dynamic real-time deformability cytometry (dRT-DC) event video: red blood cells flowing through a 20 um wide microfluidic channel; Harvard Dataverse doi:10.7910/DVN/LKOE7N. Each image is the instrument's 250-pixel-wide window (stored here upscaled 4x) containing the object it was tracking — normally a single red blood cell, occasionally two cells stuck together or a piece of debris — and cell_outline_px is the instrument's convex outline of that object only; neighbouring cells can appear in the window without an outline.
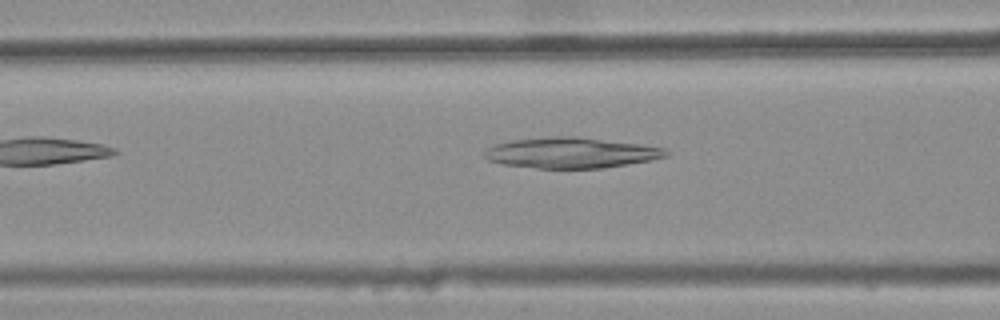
{"species": "common noctule bat (a hibernating species)", "species_latin": "Nyctalus noctula", "temperature_condition": "warm", "stored_images_in_passage": 28, "camera_frame_rate_fps": 3000, "um_per_image_px": 0.085, "animal": {"sex": "female", "body_mass_g": 25.1}, "frame": {"image": 1, "passage_image": 5, "time_ms": 1.333, "image_size_px": [1000, 320], "cell_outline_px": [[668, 156], [628, 164], [604, 168], [536, 168], [500, 164], [488, 160], [484, 156], [484, 152], [488, 148], [496, 144], [512, 140], [556, 136], [576, 136], [640, 144], [664, 148], [668, 152]], "centroid_in_image_um": [48.52, 12.99], "position_along_channel_um": 118.1, "area_um2": 32.25}}
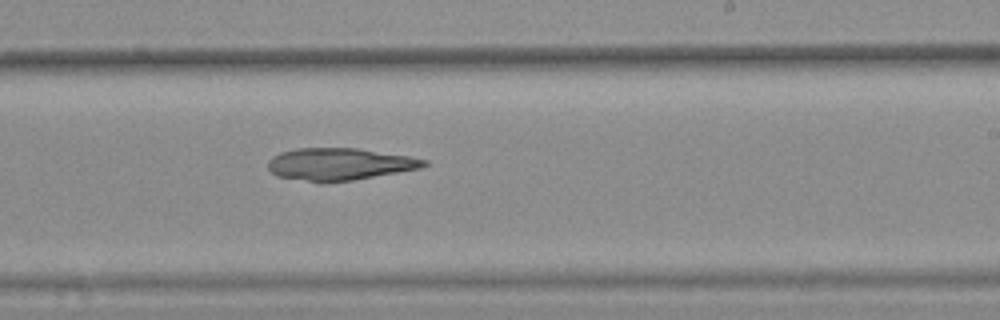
{"frame": {"image": 2, "passage_image": 16, "time_ms": 5.0, "image_size_px": [1000, 320], "cell_outline_px": [[428, 164], [420, 168], [352, 180], [320, 184], [276, 176], [268, 168], [268, 160], [272, 156], [280, 152], [296, 148], [356, 148], [408, 156], [428, 160]], "centroid_in_image_um": [28.79, 13.96], "position_along_channel_um": 260.2, "area_um2": 29.42}}
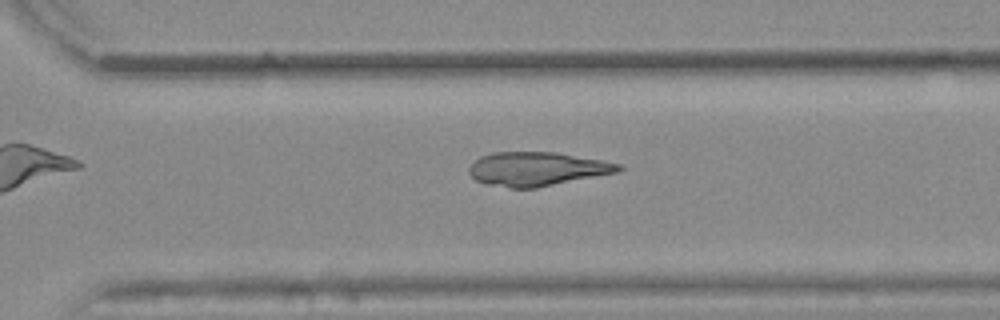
{"frame": {"image": 3, "passage_image": 21, "time_ms": 6.667, "image_size_px": [1000, 320], "cell_outline_px": [[624, 168], [616, 172], [536, 188], [512, 188], [484, 184], [476, 180], [468, 172], [468, 168], [480, 156], [492, 152], [556, 152], [624, 164]], "centroid_in_image_um": [45.63, 14.35], "position_along_channel_um": 325.0, "area_um2": 29.48}}